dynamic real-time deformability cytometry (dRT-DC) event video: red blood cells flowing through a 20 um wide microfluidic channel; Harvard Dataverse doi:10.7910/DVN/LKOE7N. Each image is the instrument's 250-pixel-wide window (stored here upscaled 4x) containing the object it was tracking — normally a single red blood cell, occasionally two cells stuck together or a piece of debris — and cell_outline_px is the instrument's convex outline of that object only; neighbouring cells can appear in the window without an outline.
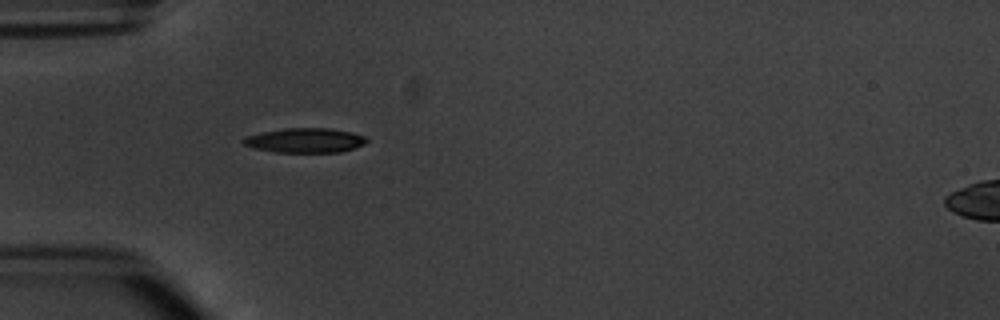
{"species": "common noctule bat (a hibernating species)", "species_latin": "Nyctalus noctula", "temperature_condition": "warm", "stored_images_in_passage": 5, "camera_frame_rate_fps": 3000, "um_per_image_px": 0.085, "animal": {"sex": "male", "body_mass_g": 20.1, "forearm_length_mm": 53.5}, "frame": {"image": 1, "passage_image": 5, "time_ms": 4.667, "image_size_px": [1000, 320], "cell_outline_px": [[368, 140], [364, 144], [340, 152], [276, 152], [252, 148], [244, 144], [244, 136], [260, 132], [284, 128], [332, 128], [352, 132], [364, 136]], "centroid_in_image_um": [25.91, 11.92], "position_along_channel_um": 59.1, "area_um2": 17.69}}